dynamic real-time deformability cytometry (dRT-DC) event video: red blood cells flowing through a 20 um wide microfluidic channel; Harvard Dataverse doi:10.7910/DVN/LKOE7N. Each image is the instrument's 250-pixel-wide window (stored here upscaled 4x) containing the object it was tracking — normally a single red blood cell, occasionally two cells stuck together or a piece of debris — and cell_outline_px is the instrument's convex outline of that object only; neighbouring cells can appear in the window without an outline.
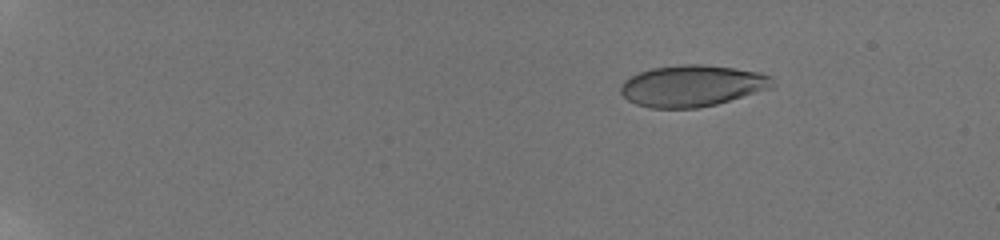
{"species": "human", "species_latin": "Homo sapiens", "temperature_condition": "room temperature", "stored_images_in_passage": 48, "camera_frame_rate_fps": 3000, "um_per_image_px": 0.085, "donor": {"sex": "male"}, "frame": {"image": 1, "passage_image": 1, "time_ms": 0.0, "image_size_px": [1000, 240], "cell_outline_px": [[776, 88], [716, 104], [696, 108], [652, 108], [636, 104], [628, 100], [620, 92], [620, 84], [624, 80], [640, 72], [652, 68], [680, 64], [704, 64], [760, 72], [772, 76], [776, 84]], "centroid_in_image_um": [58.89, 7.29], "position_along_channel_um": 26.1, "area_um2": 37.05}}
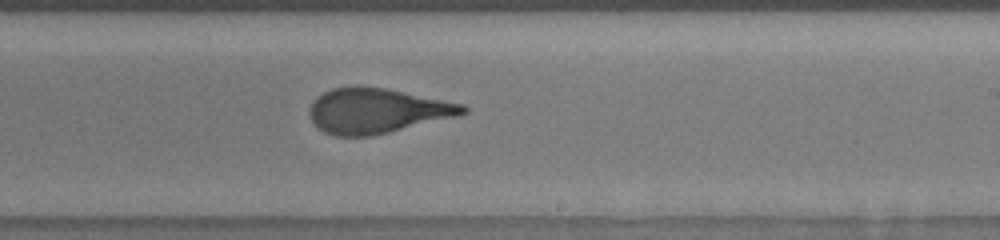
{"frame": {"image": 2, "passage_image": 30, "time_ms": 9.667, "image_size_px": [1000, 240], "cell_outline_px": [[468, 112], [460, 116], [372, 136], [336, 136], [324, 132], [316, 128], [308, 116], [308, 108], [312, 100], [316, 96], [332, 88], [356, 84], [384, 88], [464, 104], [468, 108]], "centroid_in_image_um": [31.99, 9.41], "position_along_channel_um": 257.0, "area_um2": 40.92}}
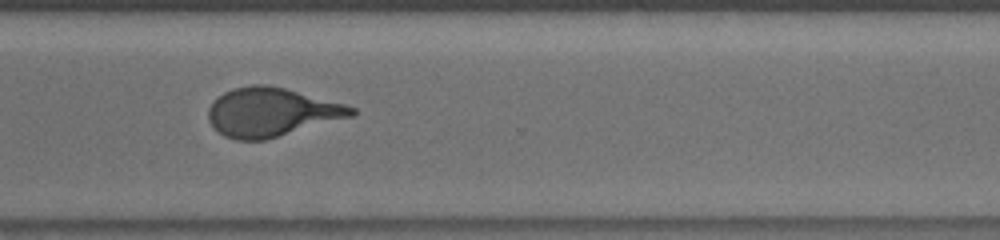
{"frame": {"image": 3, "passage_image": 37, "time_ms": 12.0, "image_size_px": [1000, 240], "cell_outline_px": [[356, 112], [352, 116], [264, 140], [236, 140], [224, 136], [208, 120], [208, 108], [224, 92], [232, 88], [252, 84], [268, 84], [284, 88], [344, 104], [356, 108]], "centroid_in_image_um": [23.05, 9.53], "position_along_channel_um": 347.6, "area_um2": 40.11}, "authors_computed_cell_mechanics": {"area_um2": 40.3733, "velocity_mm_per_s": 3.8859, "shape_relaxation_time_tau1_ms": 4.9532, "shape_relaxation_time_tau2_ms": 0.748, "deformation_change_tau1": 0.2275, "deformation_change_tau2": 0.0989}}